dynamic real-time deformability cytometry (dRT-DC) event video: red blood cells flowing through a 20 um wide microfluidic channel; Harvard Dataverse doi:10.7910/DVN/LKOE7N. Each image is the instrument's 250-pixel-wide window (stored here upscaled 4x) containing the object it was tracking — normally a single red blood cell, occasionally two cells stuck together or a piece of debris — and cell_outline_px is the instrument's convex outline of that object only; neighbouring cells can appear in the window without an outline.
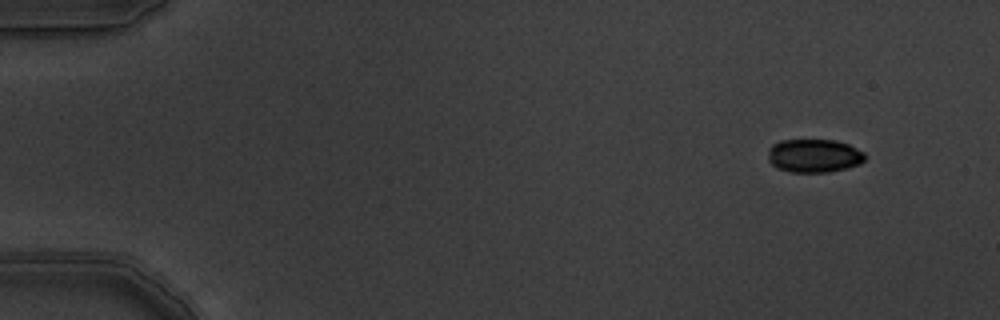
{"species": "common noctule bat (a hibernating species)", "species_latin": "Nyctalus noctula", "temperature_condition": "warm", "stored_images_in_passage": 5, "camera_frame_rate_fps": 3000, "um_per_image_px": 0.085, "animal": {"sex": "male", "body_mass_g": 19.5, "forearm_length_mm": 54.6}, "frame": {"image": 1, "passage_image": 1, "time_ms": 0.0, "image_size_px": [1000, 320], "cell_outline_px": [[864, 160], [860, 164], [848, 168], [828, 172], [788, 172], [776, 168], [768, 160], [768, 148], [772, 144], [780, 140], [836, 140], [848, 144], [864, 152]], "centroid_in_image_um": [69.16, 13.24], "position_along_channel_um": 15.8, "area_um2": 19.07}}
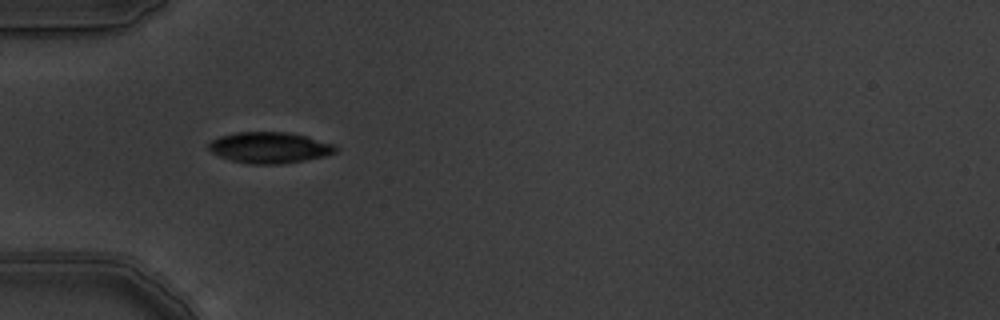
{"frame": {"image": 2, "passage_image": 4, "time_ms": 1.0, "image_size_px": [1000, 320], "cell_outline_px": [[336, 152], [324, 156], [304, 160], [280, 164], [248, 164], [232, 160], [220, 156], [212, 152], [208, 148], [208, 144], [212, 140], [220, 136], [236, 132], [288, 132], [308, 136], [336, 144]], "centroid_in_image_um": [22.93, 12.54], "position_along_channel_um": 62.1, "area_um2": 23.0}}
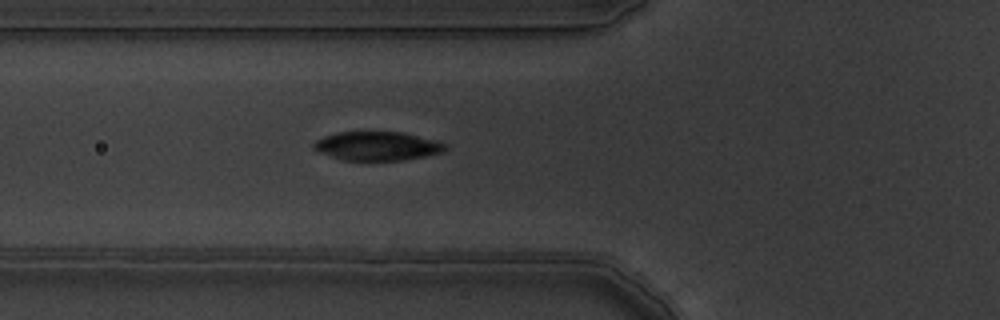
{"frame": {"image": 3, "passage_image": 5, "time_ms": 1.333, "image_size_px": [1000, 320], "cell_outline_px": [[448, 148], [444, 152], [404, 160], [344, 160], [320, 152], [312, 148], [312, 144], [316, 140], [324, 136], [336, 132], [404, 132], [440, 140], [448, 144]], "centroid_in_image_um": [32.14, 12.4], "position_along_channel_um": 93.7, "area_um2": 22.37}}